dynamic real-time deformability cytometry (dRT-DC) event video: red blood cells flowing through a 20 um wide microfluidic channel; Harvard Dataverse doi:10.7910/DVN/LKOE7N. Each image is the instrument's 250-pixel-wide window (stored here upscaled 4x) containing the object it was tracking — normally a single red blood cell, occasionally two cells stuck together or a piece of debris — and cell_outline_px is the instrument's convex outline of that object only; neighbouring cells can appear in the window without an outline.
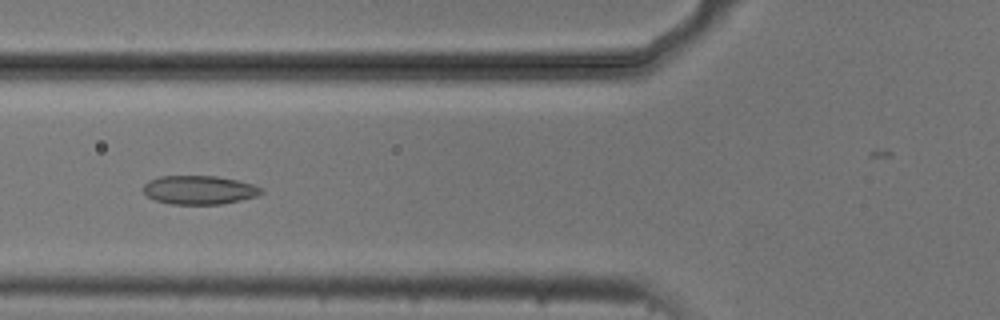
{"species": "common noctule bat (a hibernating species)", "species_latin": "Nyctalus noctula", "temperature_condition": "cold", "stored_images_in_passage": 48, "camera_frame_rate_fps": 3000, "um_per_image_px": 0.085, "animal": {"sex": "male", "body_mass_g": 20.5, "forearm_length_mm": 52.5}, "frame": {"image": 1, "passage_image": 21, "time_ms": 6.667, "image_size_px": [1000, 320], "cell_outline_px": [[264, 192], [256, 196], [240, 200], [220, 204], [172, 204], [156, 200], [148, 196], [144, 192], [144, 184], [148, 180], [160, 176], [216, 176], [236, 180], [252, 184], [264, 188]], "centroid_in_image_um": [16.95, 16.14], "position_along_channel_um": 108.9, "area_um2": 19.65}}
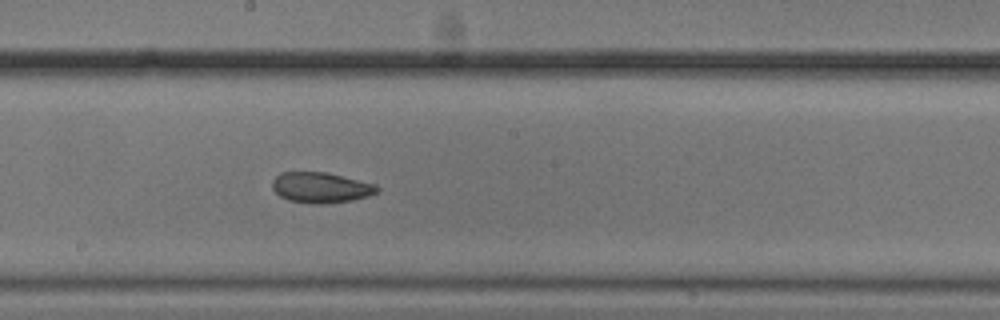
{"frame": {"image": 2, "passage_image": 30, "time_ms": 9.667, "image_size_px": [1000, 320], "cell_outline_px": [[380, 192], [368, 196], [352, 200], [328, 204], [312, 204], [288, 200], [280, 196], [272, 188], [272, 180], [280, 172], [328, 172], [376, 184], [380, 188]], "centroid_in_image_um": [27.3, 15.94], "position_along_channel_um": 220.9, "area_um2": 18.96}}
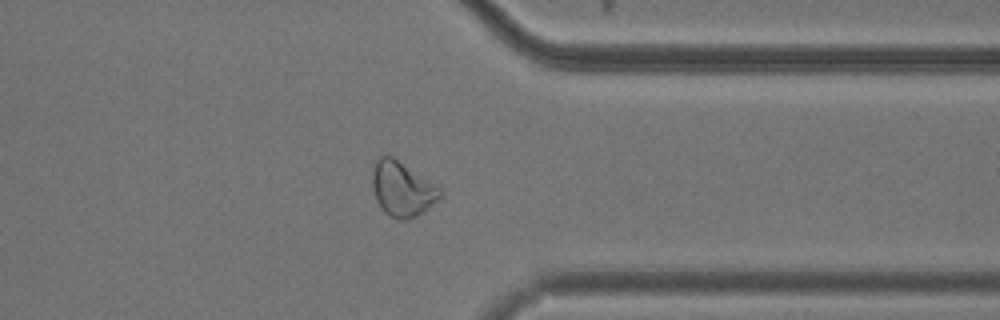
{"frame": {"image": 3, "passage_image": 43, "time_ms": 14.0, "image_size_px": [1000, 320], "cell_outline_px": [[444, 192], [428, 208], [416, 216], [408, 220], [396, 220], [384, 212], [380, 208], [376, 200], [372, 188], [372, 172], [376, 160], [380, 156], [392, 156], [440, 188]], "centroid_in_image_um": [34.15, 16.09], "position_along_channel_um": 377.3, "area_um2": 21.44}}